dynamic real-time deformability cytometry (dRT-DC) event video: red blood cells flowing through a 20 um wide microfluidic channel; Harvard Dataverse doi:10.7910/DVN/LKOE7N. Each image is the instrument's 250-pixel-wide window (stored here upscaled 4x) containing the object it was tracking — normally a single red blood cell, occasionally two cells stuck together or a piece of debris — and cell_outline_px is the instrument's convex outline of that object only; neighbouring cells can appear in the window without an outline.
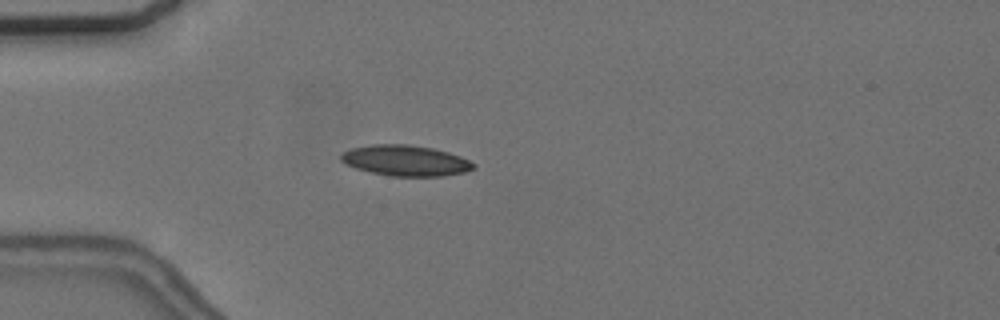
{"species": "common noctule bat (a hibernating species)", "species_latin": "Nyctalus noctula", "temperature_condition": "cold", "stored_images_in_passage": 37, "camera_frame_rate_fps": 3000, "um_per_image_px": 0.085, "animal": {"sex": "female", "body_mass_g": 24.6, "forearm_length_mm": 56.2}, "frame": {"image": 1, "passage_image": 1, "time_ms": 0.0, "image_size_px": [1000, 320], "cell_outline_px": [[476, 168], [464, 172], [440, 176], [392, 176], [372, 172], [356, 168], [340, 160], [340, 156], [344, 152], [352, 148], [372, 144], [408, 144], [432, 148], [448, 152], [460, 156], [476, 164]], "centroid_in_image_um": [34.49, 13.64], "position_along_channel_um": 50.5, "area_um2": 23.52}, "authors_computed_cell_mechanics": {"area_um2": 22.6576, "velocity_mm_per_s": 3.6616, "shape_relaxation_time_tau1_ms": null, "shape_relaxation_time_tau2_ms": 3.9503, "deformation_change_tau1": null, "deformation_change_tau2": 0.1013}}